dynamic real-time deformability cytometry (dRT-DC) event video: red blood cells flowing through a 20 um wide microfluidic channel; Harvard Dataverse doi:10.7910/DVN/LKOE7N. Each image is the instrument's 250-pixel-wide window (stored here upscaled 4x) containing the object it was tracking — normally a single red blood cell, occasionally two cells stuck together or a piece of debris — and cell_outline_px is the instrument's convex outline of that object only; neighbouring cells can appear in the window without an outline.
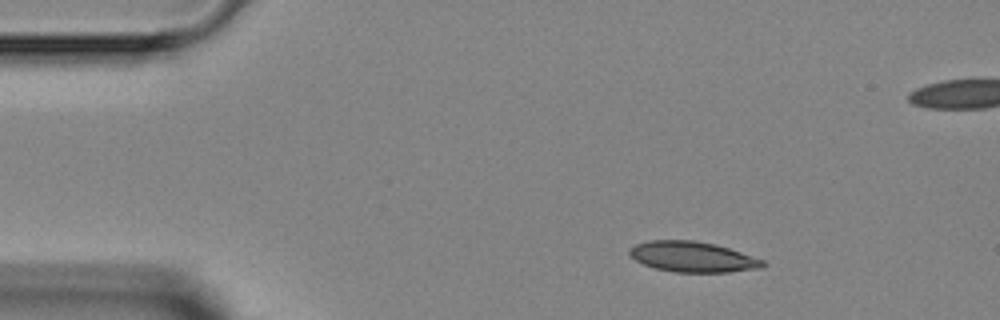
{"species": "Egyptian fruit bat (a non-hibernating species)", "species_latin": "Rousettus aegyptiacus", "temperature_condition": "room temperature", "stored_images_in_passage": 3, "camera_frame_rate_fps": 3000, "um_per_image_px": 0.085, "animal": {"sex": "female"}, "frame": {"image": 1, "passage_image": 1, "time_ms": 0.0, "image_size_px": [1000, 320], "cell_outline_px": [[768, 264], [764, 268], [728, 272], [676, 272], [656, 268], [644, 264], [628, 256], [628, 252], [636, 244], [648, 240], [696, 240], [716, 244], [764, 260]], "centroid_in_image_um": [58.9, 21.83], "position_along_channel_um": 26.1, "area_um2": 23.76}}